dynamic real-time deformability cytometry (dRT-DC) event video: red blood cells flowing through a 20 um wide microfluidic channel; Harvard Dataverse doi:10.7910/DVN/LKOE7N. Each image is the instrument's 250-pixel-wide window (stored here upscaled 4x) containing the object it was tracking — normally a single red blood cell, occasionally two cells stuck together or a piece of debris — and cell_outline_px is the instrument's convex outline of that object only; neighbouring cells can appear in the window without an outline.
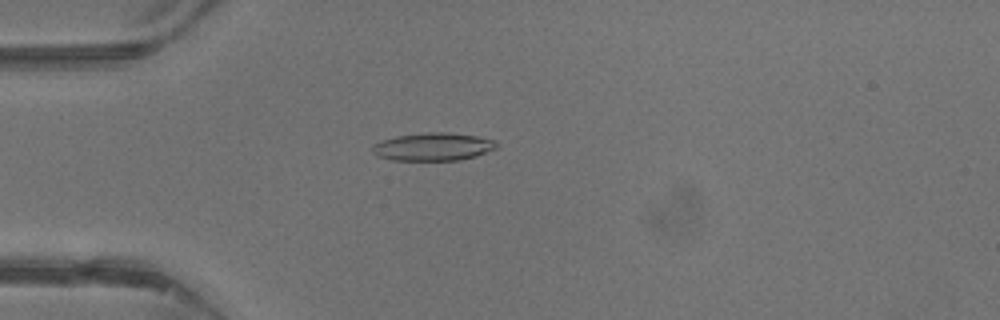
{"species": "common noctule bat (a hibernating species)", "species_latin": "Nyctalus noctula", "temperature_condition": "warm", "stored_images_in_passage": 43, "camera_frame_rate_fps": 3000, "um_per_image_px": 0.085, "animal": {"sex": "male", "body_mass_g": 13.3}, "frame": {"image": 1, "passage_image": 12, "time_ms": 3.667, "image_size_px": [1000, 320], "cell_outline_px": [[500, 144], [496, 148], [476, 156], [460, 160], [392, 160], [376, 156], [372, 152], [372, 144], [380, 140], [396, 136], [424, 132], [448, 132], [476, 136], [496, 140]], "centroid_in_image_um": [36.8, 12.47], "position_along_channel_um": 48.2, "area_um2": 20.46}}
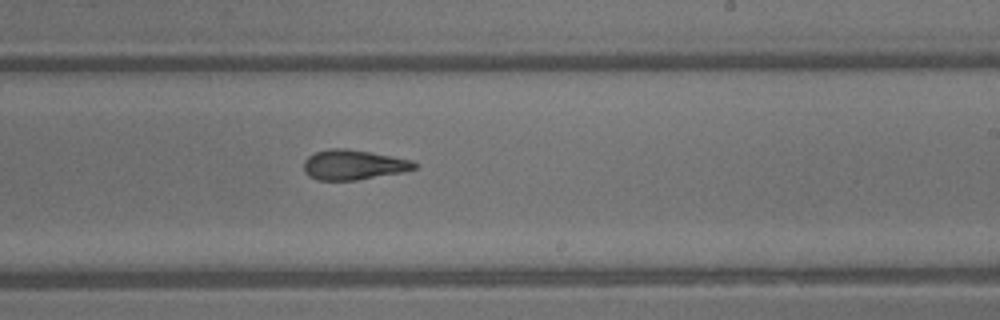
{"frame": {"image": 2, "passage_image": 26, "time_ms": 8.333, "image_size_px": [1000, 320], "cell_outline_px": [[420, 164], [416, 168], [404, 172], [356, 180], [316, 180], [308, 176], [304, 172], [304, 160], [308, 156], [316, 152], [328, 148], [344, 148], [368, 152], [412, 160]], "centroid_in_image_um": [30.03, 14.01], "position_along_channel_um": 259.0, "area_um2": 19.36}}
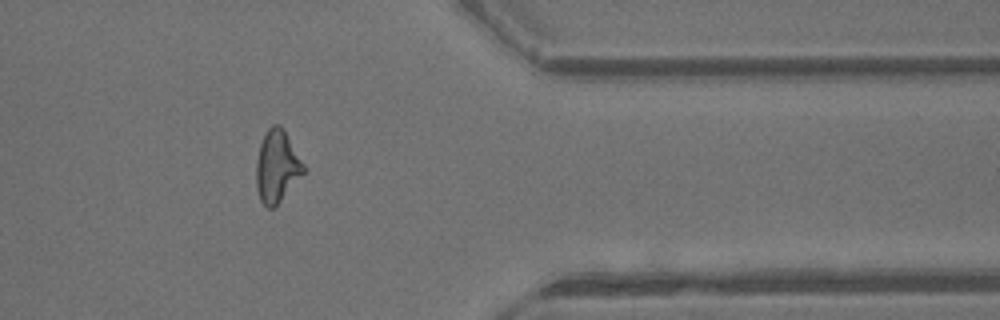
{"frame": {"image": 3, "passage_image": 35, "time_ms": 11.333, "image_size_px": [1000, 320], "cell_outline_px": [[304, 172], [280, 200], [272, 208], [268, 208], [260, 200], [256, 188], [256, 160], [260, 144], [268, 128], [272, 124], [280, 124], [284, 128], [304, 164]], "centroid_in_image_um": [23.52, 14.1], "position_along_channel_um": 387.9, "area_um2": 19.65}, "authors_computed_cell_mechanics": {"area_um2": 19.9988, "velocity_mm_per_s": 4.8556, "shape_relaxation_time_tau1_ms": 8.5041, "shape_relaxation_time_tau2_ms": 1.891, "deformation_change_tau1": 0.2785, "deformation_change_tau2": 0.1182}}